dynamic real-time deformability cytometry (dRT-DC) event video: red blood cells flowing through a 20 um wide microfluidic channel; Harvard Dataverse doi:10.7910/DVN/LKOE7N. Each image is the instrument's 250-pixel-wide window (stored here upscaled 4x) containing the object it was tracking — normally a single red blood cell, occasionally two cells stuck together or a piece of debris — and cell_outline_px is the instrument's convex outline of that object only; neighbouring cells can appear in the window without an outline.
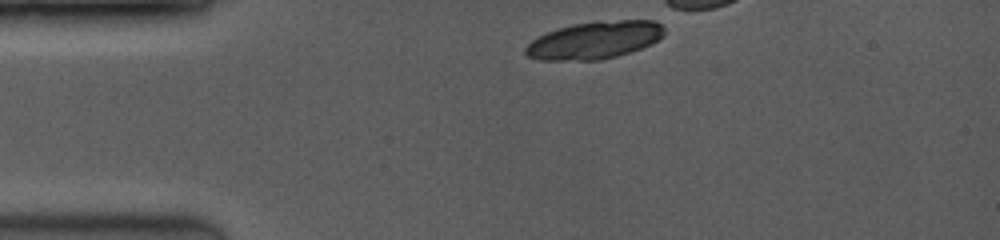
{"species": "common noctule bat (a hibernating species)", "species_latin": "Nyctalus noctula", "temperature_condition": "room temperature", "stored_images_in_passage": 2, "camera_frame_rate_fps": 3500, "um_per_image_px": 0.085, "animal": {"sex": "female", "body_mass_g": 19.0, "forearm_length_mm": 53.3}, "frame": {"image": 1, "passage_image": 1, "time_ms": 0.0, "image_size_px": [1000, 240], "cell_outline_px": [[664, 36], [660, 40], [652, 44], [616, 56], [600, 60], [540, 60], [528, 56], [524, 52], [524, 48], [532, 40], [548, 32], [572, 24], [620, 20], [652, 20], [660, 24], [664, 28]], "centroid_in_image_um": [50.56, 3.42], "position_along_channel_um": 34.4, "area_um2": 30.0}}